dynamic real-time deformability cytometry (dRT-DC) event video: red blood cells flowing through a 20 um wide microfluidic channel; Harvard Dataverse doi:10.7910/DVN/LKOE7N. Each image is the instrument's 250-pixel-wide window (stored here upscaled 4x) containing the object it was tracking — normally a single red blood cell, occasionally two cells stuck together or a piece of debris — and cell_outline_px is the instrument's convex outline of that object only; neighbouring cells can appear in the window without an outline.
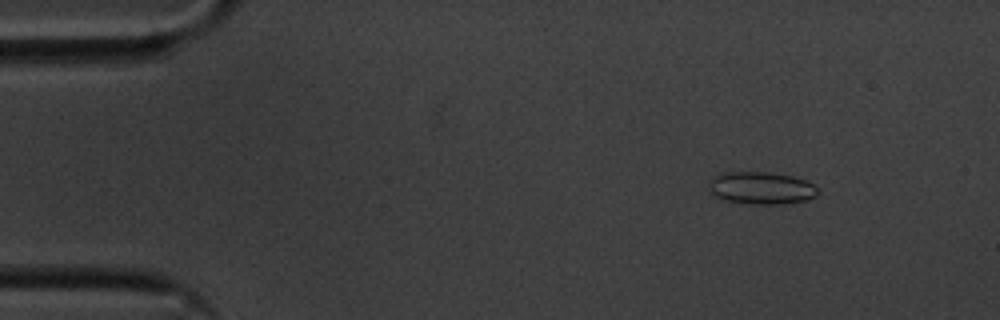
{"species": "common noctule bat (a hibernating species)", "species_latin": "Nyctalus noctula", "temperature_condition": "cold", "stored_images_in_passage": 56, "camera_frame_rate_fps": 3000, "um_per_image_px": 0.085, "animal": {"sex": "male", "body_mass_g": 20.1, "forearm_length_mm": 53.5}, "frame": {"image": 1, "passage_image": 7, "time_ms": 2.0, "image_size_px": [1000, 320], "cell_outline_px": [[820, 192], [816, 196], [804, 200], [784, 204], [744, 204], [724, 200], [708, 192], [708, 180], [712, 176], [720, 172], [768, 172], [792, 176], [804, 180], [812, 184]], "centroid_in_image_um": [64.62, 15.98], "position_along_channel_um": 20.4, "area_um2": 20.92}}
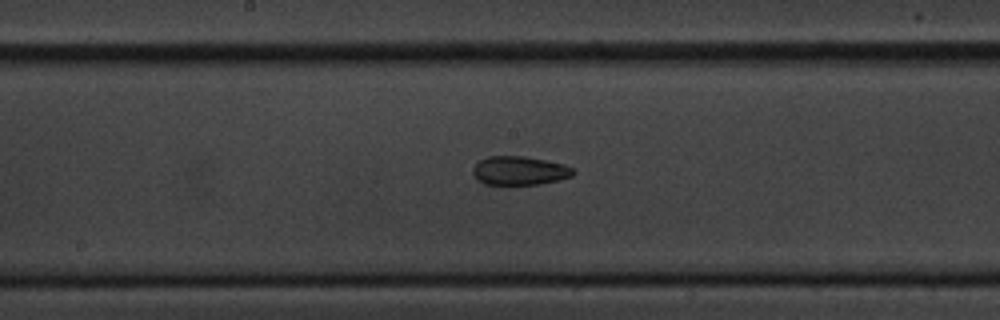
{"frame": {"image": 2, "passage_image": 29, "time_ms": 9.333, "image_size_px": [1000, 320], "cell_outline_px": [[576, 172], [572, 176], [540, 184], [484, 184], [476, 180], [472, 172], [472, 168], [480, 160], [488, 156], [524, 156], [564, 164], [572, 168]], "centroid_in_image_um": [44.13, 14.5], "position_along_channel_um": 204.1, "area_um2": 16.76}}
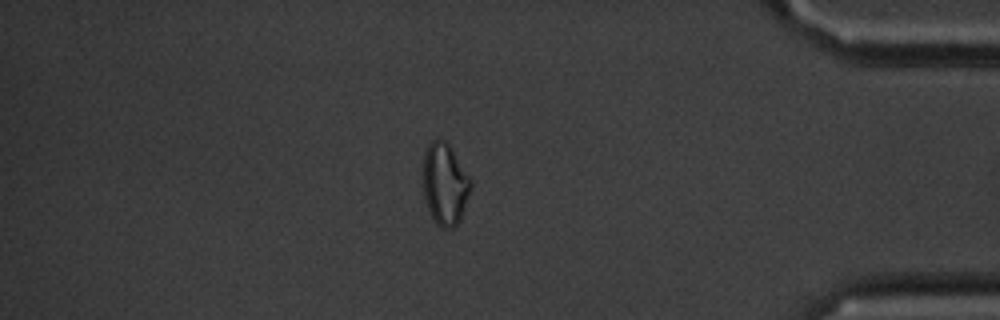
{"frame": {"image": 3, "passage_image": 48, "time_ms": 15.667, "image_size_px": [1000, 320], "cell_outline_px": [[472, 188], [460, 220], [452, 228], [440, 228], [436, 224], [428, 208], [424, 196], [424, 152], [428, 144], [432, 140], [444, 140], [452, 148], [472, 180]], "centroid_in_image_um": [37.84, 15.65], "position_along_channel_um": 397.4, "area_um2": 22.72}, "authors_computed_cell_mechanics": {"area_um2": 19.1896, "velocity_mm_per_s": 3.5774, "shape_relaxation_time_tau1_ms": 3.5871, "shape_relaxation_time_tau2_ms": 3.878, "deformation_change_tau1": 0.0951, "deformation_change_tau2": 0.0988}}